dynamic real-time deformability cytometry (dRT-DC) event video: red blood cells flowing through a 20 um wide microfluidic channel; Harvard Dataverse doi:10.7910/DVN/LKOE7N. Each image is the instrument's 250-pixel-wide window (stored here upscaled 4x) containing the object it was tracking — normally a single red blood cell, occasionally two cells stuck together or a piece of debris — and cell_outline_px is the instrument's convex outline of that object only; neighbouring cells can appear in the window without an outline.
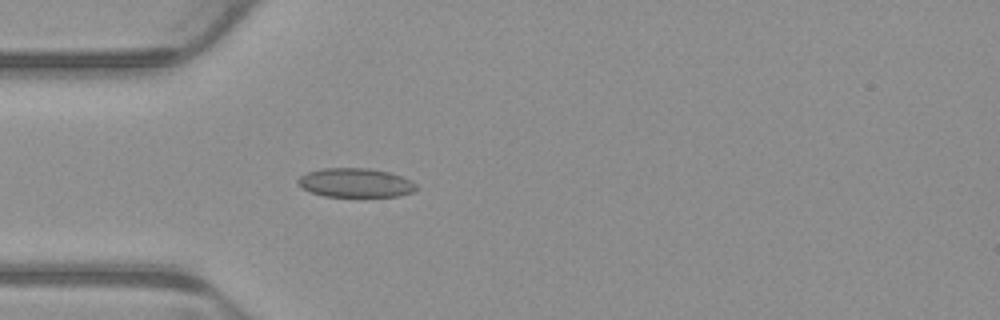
{"species": "common noctule bat (a hibernating species)", "species_latin": "Nyctalus noctula", "temperature_condition": "warm", "stored_images_in_passage": 3, "camera_frame_rate_fps": 3000, "um_per_image_px": 0.085, "animal": {"sex": "male", "body_mass_g": 23.1, "forearm_length_mm": 52.7}, "frame": {"image": 1, "passage_image": 3, "time_ms": 0.667, "image_size_px": [1000, 320], "cell_outline_px": [[416, 188], [412, 192], [400, 196], [324, 196], [300, 188], [296, 180], [300, 176], [308, 172], [324, 168], [368, 168], [388, 172], [412, 180], [416, 184]], "centroid_in_image_um": [30.19, 15.53], "position_along_channel_um": 54.8, "area_um2": 19.94}}